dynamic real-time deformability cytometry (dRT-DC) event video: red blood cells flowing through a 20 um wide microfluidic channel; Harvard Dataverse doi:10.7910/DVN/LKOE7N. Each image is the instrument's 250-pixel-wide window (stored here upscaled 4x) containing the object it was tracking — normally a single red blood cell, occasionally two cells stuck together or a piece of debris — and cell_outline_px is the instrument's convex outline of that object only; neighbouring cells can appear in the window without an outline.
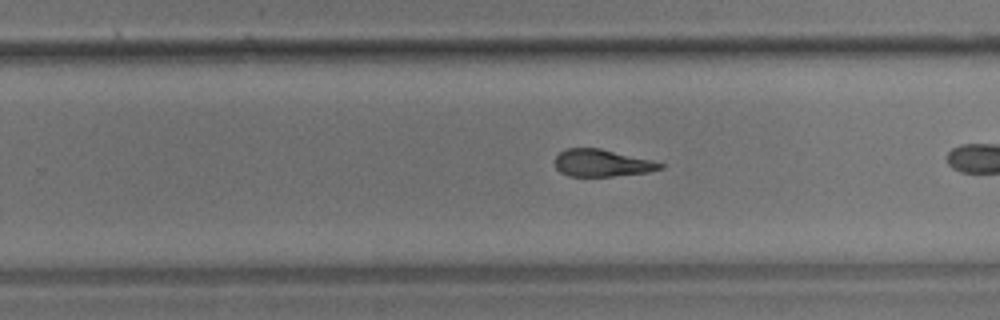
{"species": "common noctule bat (a hibernating species)", "species_latin": "Nyctalus noctula", "temperature_condition": "room temperature", "stored_images_in_passage": 20, "camera_frame_rate_fps": 3000, "um_per_image_px": 0.085, "animal": {"sex": "male", "body_mass_g": 17.9}, "frame": {"image": 1, "passage_image": 12, "time_ms": 3.667, "image_size_px": [1000, 320], "cell_outline_px": [[664, 168], [648, 172], [612, 176], [568, 176], [560, 172], [556, 168], [556, 156], [564, 148], [600, 148], [664, 164]], "centroid_in_image_um": [51.12, 13.86], "position_along_channel_um": 278.7, "area_um2": 16.42}}